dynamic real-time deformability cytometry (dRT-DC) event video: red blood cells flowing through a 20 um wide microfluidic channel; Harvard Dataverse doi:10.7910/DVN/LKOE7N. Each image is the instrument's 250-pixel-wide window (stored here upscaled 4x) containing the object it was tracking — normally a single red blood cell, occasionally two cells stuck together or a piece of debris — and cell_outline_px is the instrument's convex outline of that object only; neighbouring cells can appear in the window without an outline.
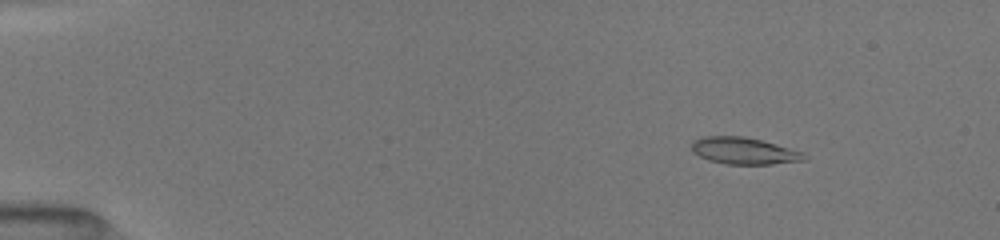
{"species": "common noctule bat (a hibernating species)", "species_latin": "Nyctalus noctula", "temperature_condition": "room temperature", "stored_images_in_passage": 18, "camera_frame_rate_fps": 3000, "um_per_image_px": 0.085, "animal": {"sex": "female", "body_mass_g": 19.5, "forearm_length_mm": 54.1}, "frame": {"image": 1, "passage_image": 8, "time_ms": 2.333, "image_size_px": [1000, 240], "cell_outline_px": [[804, 160], [772, 164], [728, 164], [708, 160], [692, 152], [692, 144], [696, 140], [704, 136], [744, 136], [760, 140], [804, 152]], "centroid_in_image_um": [63.21, 12.82], "position_along_channel_um": 21.8, "area_um2": 17.28}}